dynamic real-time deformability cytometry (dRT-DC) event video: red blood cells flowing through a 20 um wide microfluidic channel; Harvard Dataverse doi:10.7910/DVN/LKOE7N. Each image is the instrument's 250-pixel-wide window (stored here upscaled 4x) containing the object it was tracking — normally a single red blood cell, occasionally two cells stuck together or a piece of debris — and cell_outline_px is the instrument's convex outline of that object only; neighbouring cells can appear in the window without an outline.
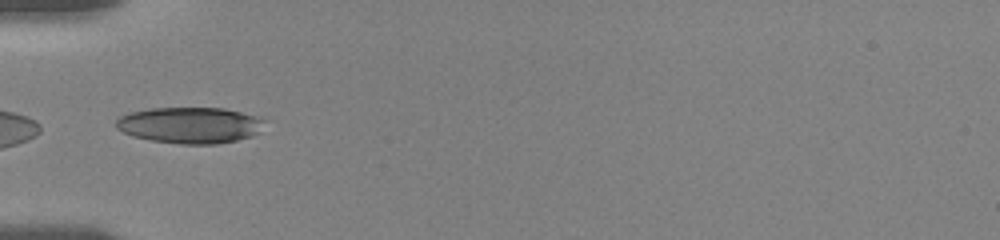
{"species": "human", "species_latin": "Homo sapiens", "temperature_condition": "room temperature", "stored_images_in_passage": 36, "camera_frame_rate_fps": 3000, "um_per_image_px": 0.085, "donor": {"sex": "female"}, "frame": {"image": 1, "passage_image": 1, "time_ms": 0.0, "image_size_px": [1000, 240], "cell_outline_px": [[264, 120], [256, 132], [252, 136], [236, 140], [216, 144], [180, 144], [152, 140], [132, 136], [116, 128], [116, 120], [120, 116], [128, 112], [152, 108], [224, 108], [256, 116]], "centroid_in_image_um": [16.09, 10.63], "position_along_channel_um": 68.9, "area_um2": 31.04}}
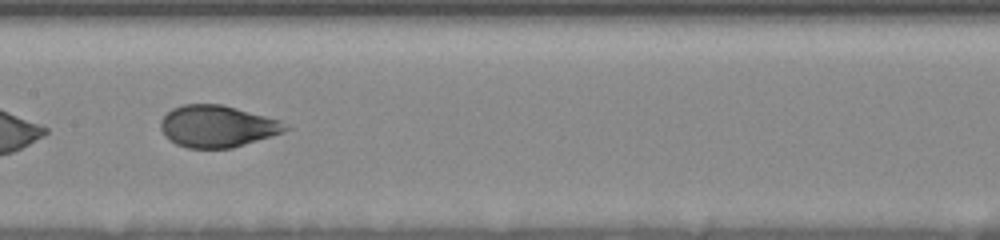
{"frame": {"image": 2, "passage_image": 11, "time_ms": 3.333, "image_size_px": [1000, 240], "cell_outline_px": [[292, 128], [284, 132], [272, 136], [232, 148], [188, 148], [176, 144], [164, 136], [160, 128], [160, 120], [172, 108], [184, 104], [220, 104], [236, 108], [280, 120]], "centroid_in_image_um": [18.46, 10.74], "position_along_channel_um": 188.9, "area_um2": 30.46}}
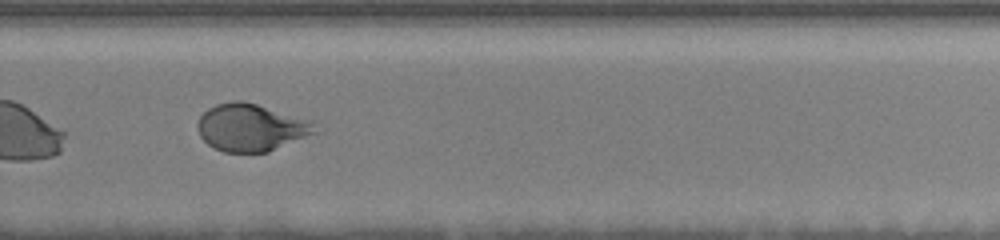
{"frame": {"image": 3, "passage_image": 21, "time_ms": 6.667, "image_size_px": [1000, 240], "cell_outline_px": [[316, 132], [268, 152], [224, 152], [212, 148], [200, 136], [196, 124], [200, 116], [208, 108], [216, 104], [232, 100], [244, 100], [312, 120]], "centroid_in_image_um": [21.29, 10.82], "position_along_channel_um": 308.5, "area_um2": 32.43}, "authors_computed_cell_mechanics": {"area_um2": 31.0964, "velocity_mm_per_s": 3.6021, "shape_relaxation_time_tau1_ms": 3.6166, "shape_relaxation_time_tau2_ms": 0.7941, "deformation_change_tau1": 0.1575, "deformation_change_tau2": 0.0493}}